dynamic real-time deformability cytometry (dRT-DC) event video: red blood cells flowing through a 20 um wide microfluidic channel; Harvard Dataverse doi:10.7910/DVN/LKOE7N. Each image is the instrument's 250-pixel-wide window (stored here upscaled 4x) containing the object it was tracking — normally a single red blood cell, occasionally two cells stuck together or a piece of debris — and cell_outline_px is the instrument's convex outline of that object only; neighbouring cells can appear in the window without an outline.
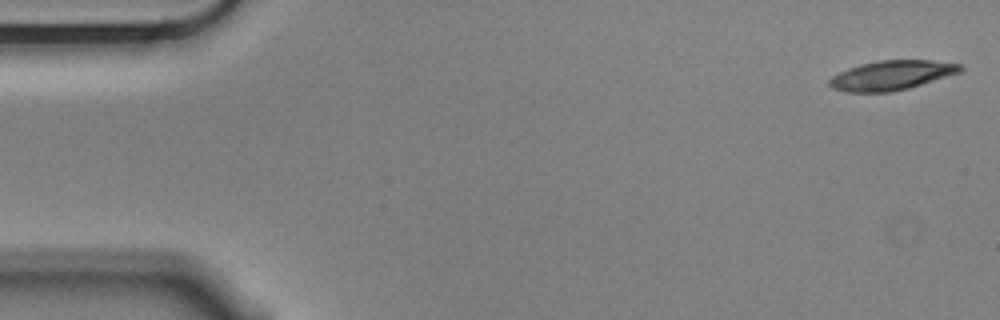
{"species": "Egyptian fruit bat (a non-hibernating species)", "species_latin": "Rousettus aegyptiacus", "temperature_condition": "cold", "stored_images_in_passage": 56, "camera_frame_rate_fps": 3000, "um_per_image_px": 0.085, "animal": {"sex": "male"}, "frame": {"image": 1, "passage_image": 1, "time_ms": 0.0, "image_size_px": [1000, 320], "cell_outline_px": [[964, 68], [960, 72], [908, 88], [892, 92], [844, 92], [832, 88], [828, 84], [828, 80], [832, 76], [848, 68], [860, 64], [880, 60], [932, 60], [964, 64]], "centroid_in_image_um": [75.78, 6.39], "position_along_channel_um": 9.2, "area_um2": 22.54}}
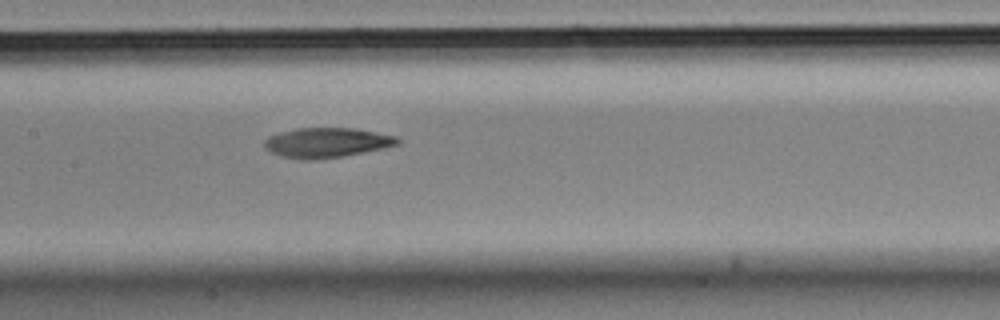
{"frame": {"image": 2, "passage_image": 26, "time_ms": 8.333, "image_size_px": [1000, 320], "cell_outline_px": [[400, 144], [384, 148], [340, 156], [280, 156], [264, 148], [264, 140], [268, 136], [280, 132], [296, 128], [352, 128], [396, 136], [400, 140]], "centroid_in_image_um": [27.8, 12.06], "position_along_channel_um": 179.6, "area_um2": 22.02}}
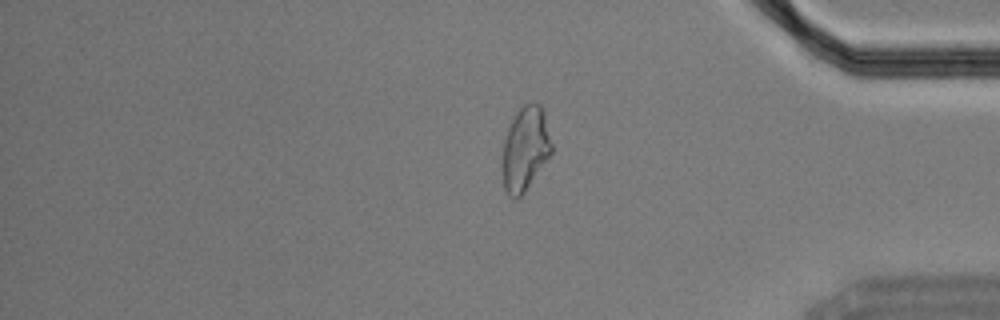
{"frame": {"image": 3, "passage_image": 46, "time_ms": 15.0, "image_size_px": [1000, 320], "cell_outline_px": [[552, 152], [524, 192], [516, 200], [508, 196], [504, 188], [504, 136], [516, 112], [524, 104], [540, 104], [544, 112], [552, 144]], "centroid_in_image_um": [44.66, 12.64], "position_along_channel_um": 390.5, "area_um2": 23.58}, "authors_computed_cell_mechanics": {"area_um2": 23.4957, "velocity_mm_per_s": 3.5159, "shape_relaxation_time_tau1_ms": 8.7585, "shape_relaxation_time_tau2_ms": 11.2619, "deformation_change_tau1": 0.2569, "deformation_change_tau2": 0.1836}}